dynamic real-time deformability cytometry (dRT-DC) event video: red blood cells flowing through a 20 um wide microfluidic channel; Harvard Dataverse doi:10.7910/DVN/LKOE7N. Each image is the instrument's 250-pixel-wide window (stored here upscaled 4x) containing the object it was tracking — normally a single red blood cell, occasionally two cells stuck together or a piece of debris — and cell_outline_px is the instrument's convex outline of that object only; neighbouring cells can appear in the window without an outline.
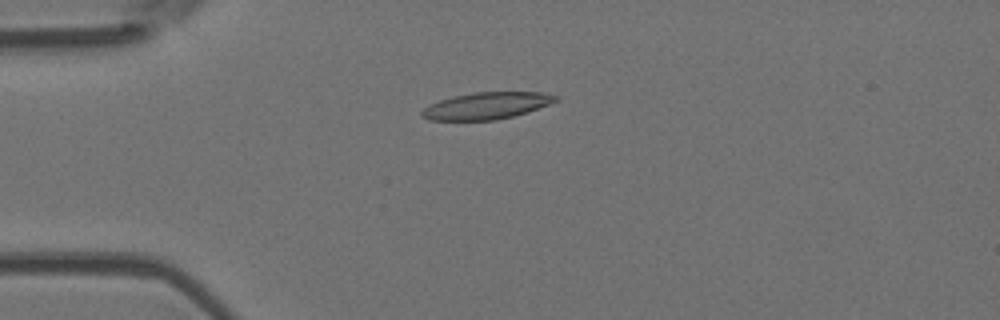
{"species": "Egyptian fruit bat (a non-hibernating species)", "species_latin": "Rousettus aegyptiacus", "temperature_condition": "room temperature", "stored_images_in_passage": 4, "camera_frame_rate_fps": 3000, "um_per_image_px": 0.085, "animal": {"sex": "female"}, "frame": {"image": 1, "passage_image": 2, "time_ms": 1.0, "image_size_px": [1000, 320], "cell_outline_px": [[560, 100], [528, 112], [496, 120], [428, 120], [420, 116], [420, 112], [428, 104], [440, 100], [456, 96], [476, 92], [544, 92], [560, 96]], "centroid_in_image_um": [41.38, 8.99], "position_along_channel_um": 43.6, "area_um2": 21.04}}
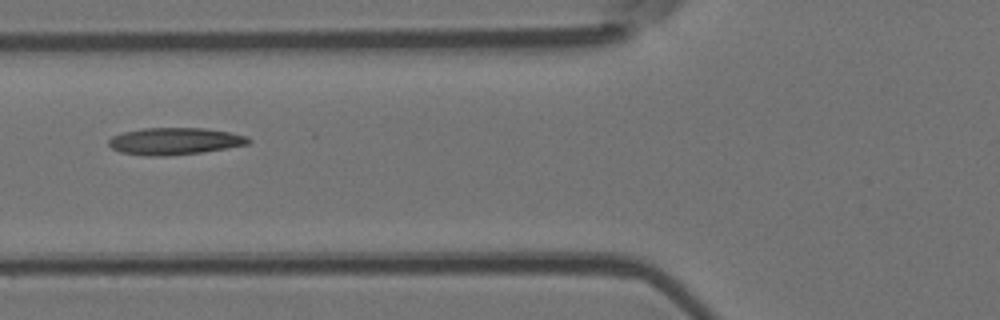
{"frame": {"image": 2, "passage_image": 4, "time_ms": 3.333, "image_size_px": [1000, 320], "cell_outline_px": [[252, 140], [248, 144], [228, 148], [200, 152], [168, 156], [144, 156], [120, 152], [112, 148], [108, 144], [108, 140], [112, 136], [124, 132], [144, 128], [204, 128], [228, 132], [248, 136]], "centroid_in_image_um": [14.84, 12.0], "position_along_channel_um": 111.0, "area_um2": 22.02}}